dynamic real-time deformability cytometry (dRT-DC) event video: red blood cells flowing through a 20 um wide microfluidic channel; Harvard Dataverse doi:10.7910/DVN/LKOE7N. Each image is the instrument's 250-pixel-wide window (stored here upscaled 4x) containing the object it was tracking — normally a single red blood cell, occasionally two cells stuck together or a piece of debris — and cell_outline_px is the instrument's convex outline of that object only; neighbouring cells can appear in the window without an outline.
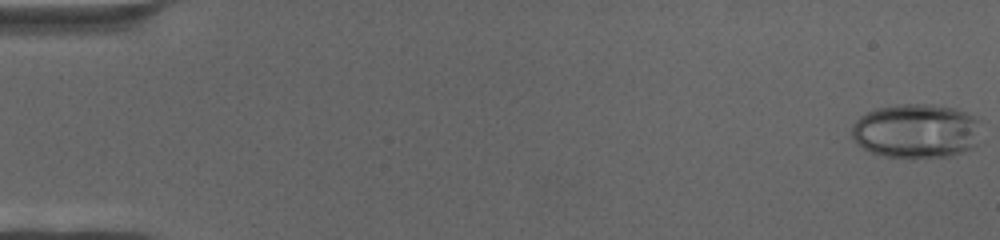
{"species": "human", "species_latin": "Homo sapiens", "temperature_condition": "cold", "stored_images_in_passage": 68, "camera_frame_rate_fps": 3000, "um_per_image_px": 0.085, "donor": {"sex": "female"}, "frame": {"image": 1, "passage_image": 1, "time_ms": 0.0, "image_size_px": [1000, 240], "cell_outline_px": [[976, 144], [972, 148], [948, 156], [884, 156], [872, 152], [856, 144], [852, 136], [852, 124], [860, 116], [876, 108], [900, 104], [932, 104], [956, 108], [976, 116]], "centroid_in_image_um": [77.83, 11.1], "position_along_channel_um": 7.2, "area_um2": 40.34}}
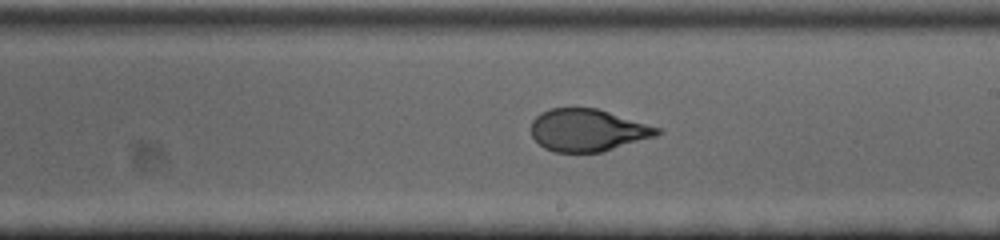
{"frame": {"image": 2, "passage_image": 40, "time_ms": 13.0, "image_size_px": [1000, 240], "cell_outline_px": [[664, 132], [656, 136], [600, 152], [552, 152], [544, 148], [532, 136], [532, 120], [540, 112], [552, 108], [596, 108], [660, 128]], "centroid_in_image_um": [49.94, 11.07], "position_along_channel_um": 239.1, "area_um2": 30.81}}
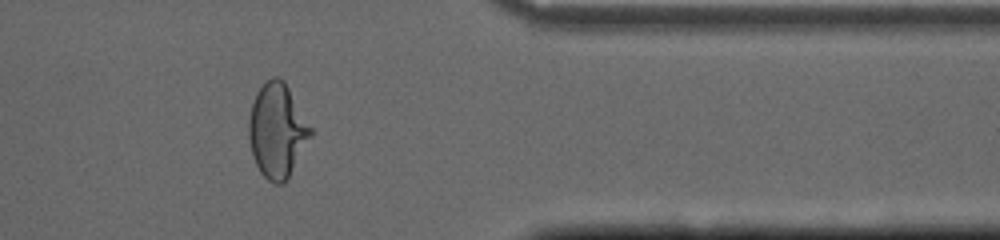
{"frame": {"image": 3, "passage_image": 56, "time_ms": 18.333, "image_size_px": [1000, 240], "cell_outline_px": [[312, 136], [288, 176], [280, 184], [276, 184], [268, 180], [260, 172], [256, 164], [252, 152], [248, 136], [248, 120], [252, 104], [256, 92], [272, 76], [276, 76], [284, 80], [312, 128]], "centroid_in_image_um": [23.55, 11.07], "position_along_channel_um": 387.8, "area_um2": 33.52}}